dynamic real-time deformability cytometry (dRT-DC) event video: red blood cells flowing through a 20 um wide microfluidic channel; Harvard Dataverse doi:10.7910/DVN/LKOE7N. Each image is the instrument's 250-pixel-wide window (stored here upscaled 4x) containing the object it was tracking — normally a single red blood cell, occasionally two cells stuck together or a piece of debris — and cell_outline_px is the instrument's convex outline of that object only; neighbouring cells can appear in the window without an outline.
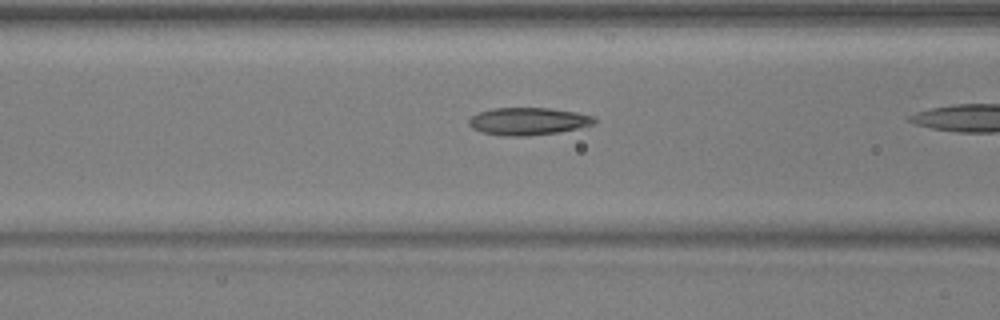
{"species": "common noctule bat (a hibernating species)", "species_latin": "Nyctalus noctula", "temperature_condition": "warm", "stored_images_in_passage": 37, "camera_frame_rate_fps": 3000, "um_per_image_px": 0.085, "animal": {"sex": "male", "body_mass_g": 17.9, "forearm_length_mm": 54.2}, "frame": {"image": 1, "passage_image": 17, "time_ms": 5.333, "image_size_px": [1000, 320], "cell_outline_px": [[596, 120], [592, 124], [580, 128], [556, 132], [528, 136], [508, 136], [484, 132], [472, 128], [468, 124], [468, 120], [472, 116], [480, 112], [492, 108], [548, 108], [576, 112], [592, 116]], "centroid_in_image_um": [44.88, 10.3], "position_along_channel_um": 121.7, "area_um2": 19.83}}
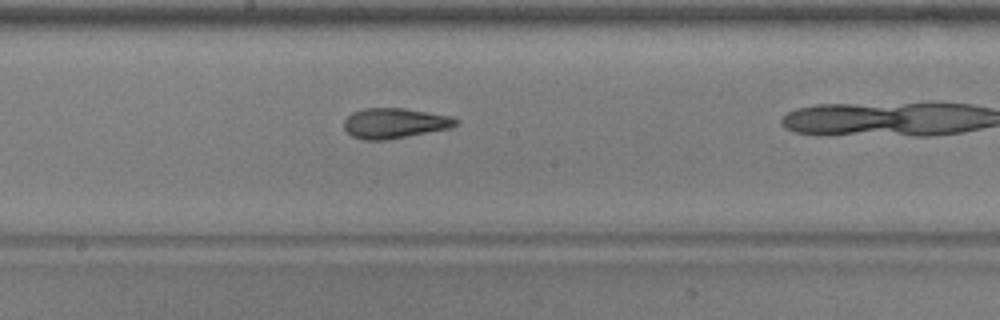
{"frame": {"image": 2, "passage_image": 24, "time_ms": 7.667, "image_size_px": [1000, 320], "cell_outline_px": [[460, 124], [452, 128], [388, 140], [364, 140], [352, 136], [344, 128], [344, 120], [352, 112], [364, 108], [404, 108], [452, 116], [460, 120]], "centroid_in_image_um": [33.59, 10.47], "position_along_channel_um": 214.6, "area_um2": 20.0}}
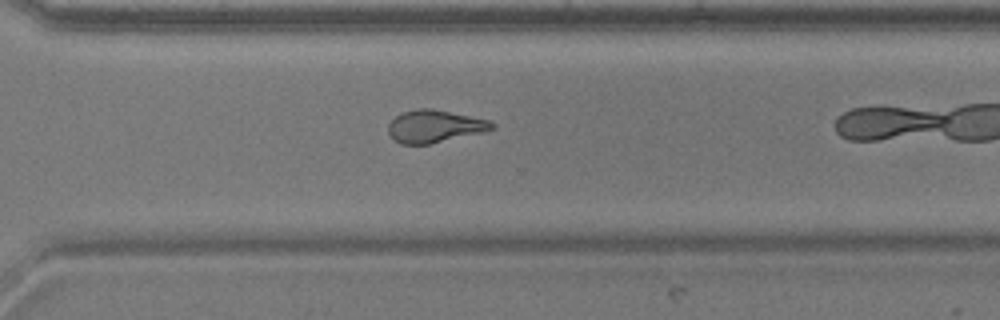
{"frame": {"image": 3, "passage_image": 33, "time_ms": 10.667, "image_size_px": [1000, 320], "cell_outline_px": [[496, 128], [484, 132], [428, 144], [400, 144], [388, 132], [388, 124], [400, 112], [416, 108], [432, 108], [488, 120], [496, 124]], "centroid_in_image_um": [36.94, 10.72], "position_along_channel_um": 333.7, "area_um2": 19.59}}